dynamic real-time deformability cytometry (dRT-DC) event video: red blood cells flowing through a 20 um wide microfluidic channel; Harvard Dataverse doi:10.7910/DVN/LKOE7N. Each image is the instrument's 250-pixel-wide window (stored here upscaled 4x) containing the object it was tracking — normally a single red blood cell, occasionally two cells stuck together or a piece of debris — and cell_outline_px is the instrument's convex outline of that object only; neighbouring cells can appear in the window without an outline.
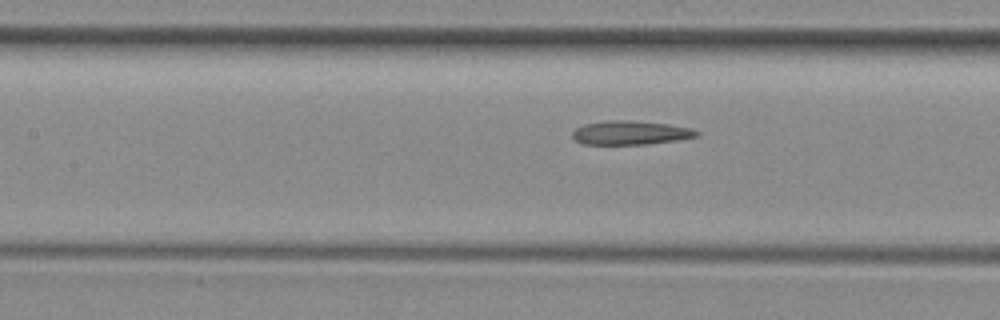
{"species": "common noctule bat (a hibernating species)", "species_latin": "Nyctalus noctula", "temperature_condition": "room temperature", "stored_images_in_passage": 6, "camera_frame_rate_fps": 3000, "um_per_image_px": 0.085, "animal": {"sex": "female", "body_mass_g": 29.2, "forearm_length_mm": 56.3}, "frame": {"image": 1, "passage_image": 6, "time_ms": 5.667, "image_size_px": [1000, 320], "cell_outline_px": [[700, 136], [676, 140], [644, 144], [584, 144], [576, 140], [572, 136], [572, 132], [576, 128], [584, 124], [604, 120], [628, 120], [668, 124], [692, 128], [700, 132]], "centroid_in_image_um": [53.6, 11.27], "position_along_channel_um": 153.8, "area_um2": 17.28}}